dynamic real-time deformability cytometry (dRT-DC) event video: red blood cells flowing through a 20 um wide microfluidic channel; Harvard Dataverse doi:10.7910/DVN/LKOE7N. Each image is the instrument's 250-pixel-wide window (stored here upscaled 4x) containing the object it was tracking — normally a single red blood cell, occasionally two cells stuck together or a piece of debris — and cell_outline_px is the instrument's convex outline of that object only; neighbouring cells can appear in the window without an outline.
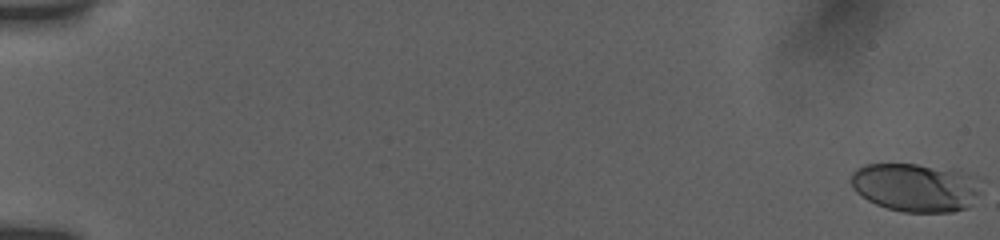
{"species": "human", "species_latin": "Homo sapiens", "temperature_condition": "room temperature", "stored_images_in_passage": 56, "camera_frame_rate_fps": 3000, "um_per_image_px": 0.085, "donor": {"sex": "female"}, "frame": {"image": 1, "passage_image": 1, "time_ms": 0.0, "image_size_px": [1000, 240], "cell_outline_px": [[984, 180], [980, 192], [968, 208], [952, 212], [904, 212], [888, 208], [876, 204], [868, 200], [856, 192], [852, 184], [852, 172], [856, 168], [864, 164], [916, 164], [960, 172], [980, 176]], "centroid_in_image_um": [77.89, 15.93], "position_along_channel_um": 7.1, "area_um2": 36.93}}
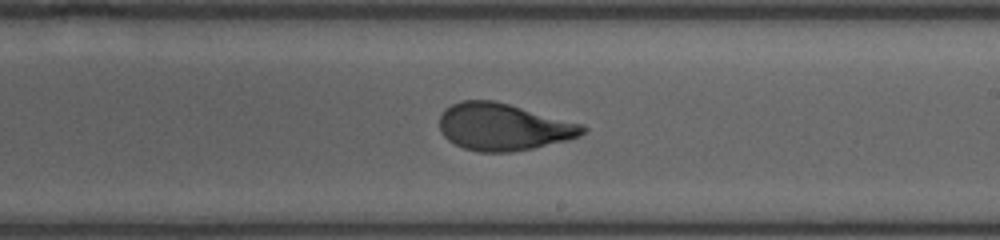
{"frame": {"image": 2, "passage_image": 35, "time_ms": 11.333, "image_size_px": [1000, 240], "cell_outline_px": [[588, 128], [580, 136], [568, 140], [532, 148], [512, 152], [480, 152], [464, 148], [448, 140], [440, 132], [440, 116], [444, 108], [460, 100], [492, 100], [508, 104], [584, 124]], "centroid_in_image_um": [42.78, 10.78], "position_along_channel_um": 246.2, "area_um2": 39.3}}
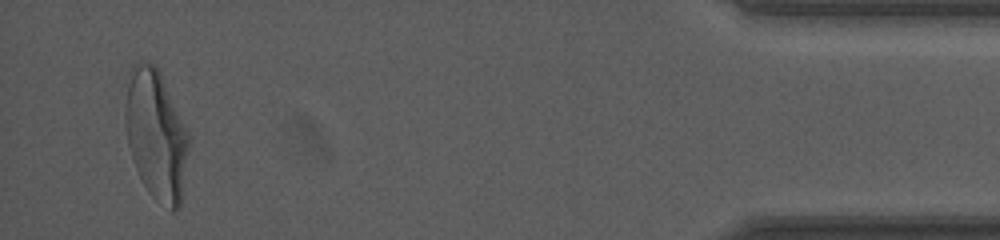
{"frame": {"image": 3, "passage_image": 54, "time_ms": 17.667, "image_size_px": [1000, 240], "cell_outline_px": [[188, 148], [180, 208], [172, 212], [152, 196], [148, 192], [136, 168], [128, 144], [124, 120], [124, 116], [128, 72], [136, 64], [148, 60], [160, 72], [188, 132]], "centroid_in_image_um": [13.25, 11.46], "position_along_channel_um": 422.0, "area_um2": 47.57}}